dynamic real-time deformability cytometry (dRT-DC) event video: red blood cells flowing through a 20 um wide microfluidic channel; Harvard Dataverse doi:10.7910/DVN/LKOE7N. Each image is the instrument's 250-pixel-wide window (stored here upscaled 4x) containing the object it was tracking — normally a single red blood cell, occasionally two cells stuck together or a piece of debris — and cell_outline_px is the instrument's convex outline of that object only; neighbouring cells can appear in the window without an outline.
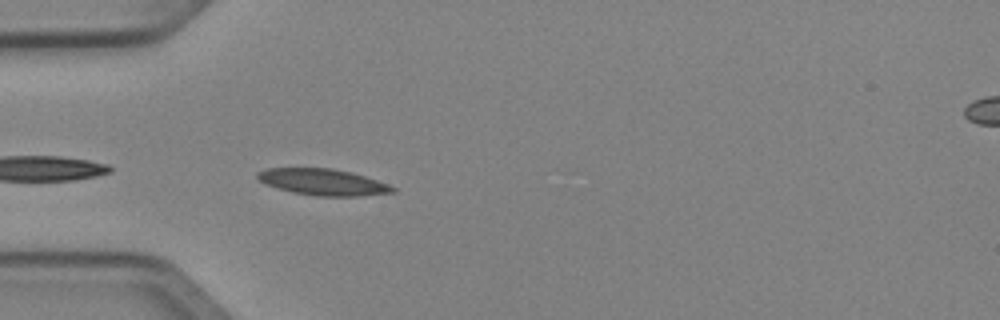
{"species": "Egyptian fruit bat (a non-hibernating species)", "species_latin": "Rousettus aegyptiacus", "temperature_condition": "cold", "stored_images_in_passage": 13, "camera_frame_rate_fps": 3000, "um_per_image_px": 0.085, "animal": {"sex": "female"}, "frame": {"image": 1, "passage_image": 3, "time_ms": 0.667, "image_size_px": [1000, 320], "cell_outline_px": [[396, 192], [360, 196], [316, 196], [292, 192], [264, 184], [256, 176], [256, 172], [268, 168], [332, 168], [352, 172], [388, 184], [396, 188]], "centroid_in_image_um": [27.44, 15.47], "position_along_channel_um": 57.6, "area_um2": 20.81}}
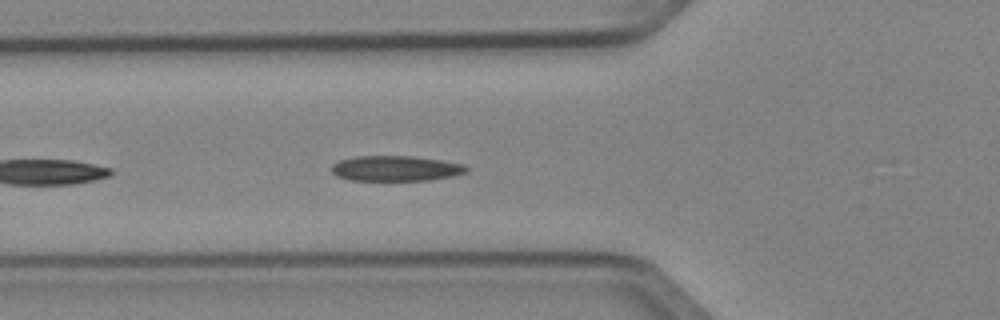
{"frame": {"image": 2, "passage_image": 6, "time_ms": 1.667, "image_size_px": [1000, 320], "cell_outline_px": [[468, 172], [452, 176], [428, 180], [348, 180], [336, 176], [332, 172], [332, 164], [340, 160], [356, 156], [412, 156], [440, 160], [464, 164], [468, 168]], "centroid_in_image_um": [33.63, 14.31], "position_along_channel_um": 92.2, "area_um2": 19.88}}
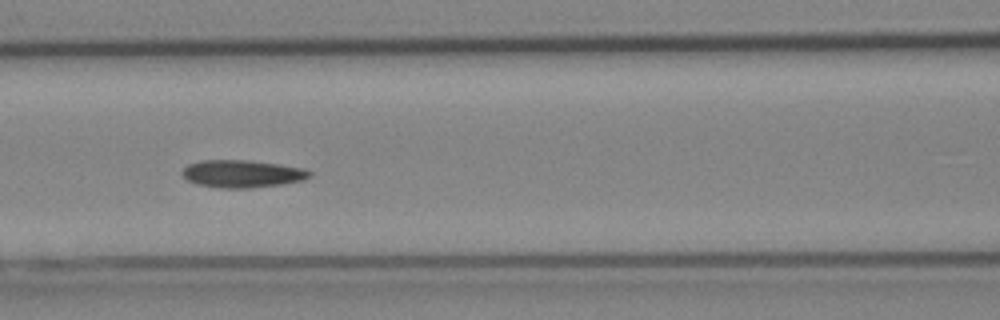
{"frame": {"image": 3, "passage_image": 10, "time_ms": 3.0, "image_size_px": [1000, 320], "cell_outline_px": [[312, 176], [304, 180], [280, 184], [248, 188], [220, 188], [196, 184], [188, 180], [180, 172], [188, 164], [204, 160], [248, 160], [280, 164], [304, 168], [312, 172]], "centroid_in_image_um": [20.6, 14.76], "position_along_channel_um": 146.0, "area_um2": 20.46}}